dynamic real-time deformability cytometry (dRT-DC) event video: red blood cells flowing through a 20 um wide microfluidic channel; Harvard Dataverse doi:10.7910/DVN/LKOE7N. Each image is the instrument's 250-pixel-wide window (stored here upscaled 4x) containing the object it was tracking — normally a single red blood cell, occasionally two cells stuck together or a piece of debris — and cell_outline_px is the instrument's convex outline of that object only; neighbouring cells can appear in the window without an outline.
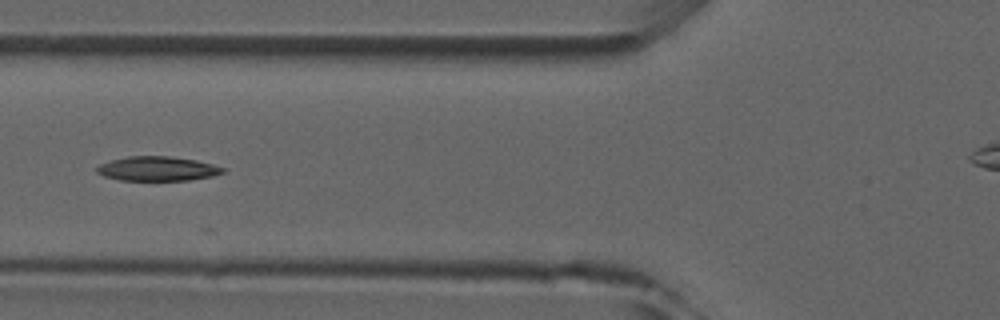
{"species": "common noctule bat (a hibernating species)", "species_latin": "Nyctalus noctula", "temperature_condition": "room temperature", "stored_images_in_passage": 7, "segment_of_instrument_passage": [1, 2], "camera_frame_rate_fps": 3000, "um_per_image_px": 0.085, "animal": {"sex": "male", "forearm_length_mm": 52.5}, "frame": {"image": 1, "passage_image": 5, "time_ms": 4.667, "image_size_px": [1000, 320], "cell_outline_px": [[228, 172], [212, 176], [188, 180], [120, 180], [104, 176], [96, 172], [96, 168], [100, 164], [108, 160], [128, 156], [168, 156], [196, 160], [212, 164], [224, 168]], "centroid_in_image_um": [13.37, 14.33], "position_along_channel_um": 112.4, "area_um2": 17.98}}